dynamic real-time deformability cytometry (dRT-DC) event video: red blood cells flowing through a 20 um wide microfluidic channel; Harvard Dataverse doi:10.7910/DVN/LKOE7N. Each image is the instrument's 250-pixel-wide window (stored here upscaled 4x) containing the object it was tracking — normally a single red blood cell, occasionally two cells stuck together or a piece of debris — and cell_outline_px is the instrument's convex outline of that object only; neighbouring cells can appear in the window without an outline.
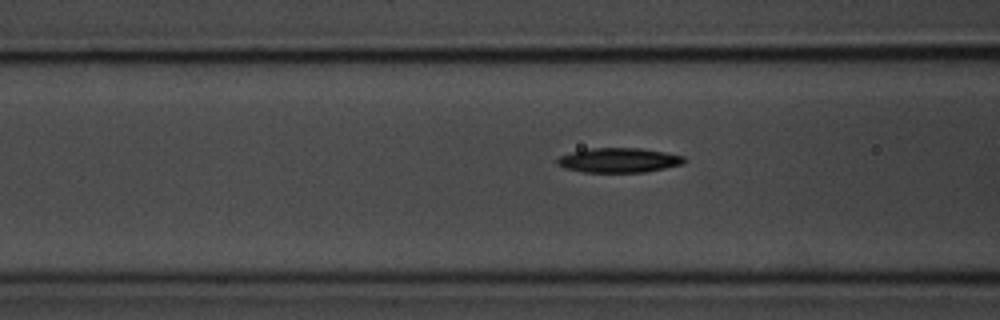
{"species": "common noctule bat (a hibernating species)", "species_latin": "Nyctalus noctula", "temperature_condition": "room temperature", "stored_images_in_passage": 53, "segment_of_instrument_passage": [1, 2], "camera_frame_rate_fps": 3000, "um_per_image_px": 0.085, "animal": {"sex": "male", "body_mass_g": 20.1, "forearm_length_mm": 53.5}, "frame": {"image": 1, "passage_image": 17, "time_ms": 5.333, "image_size_px": [1000, 320], "cell_outline_px": [[688, 160], [680, 164], [664, 168], [644, 172], [584, 172], [564, 168], [556, 164], [556, 160], [560, 156], [572, 152], [592, 148], [640, 148], [664, 152], [684, 156]], "centroid_in_image_um": [52.58, 13.62], "position_along_channel_um": 114.0, "area_um2": 18.09}}
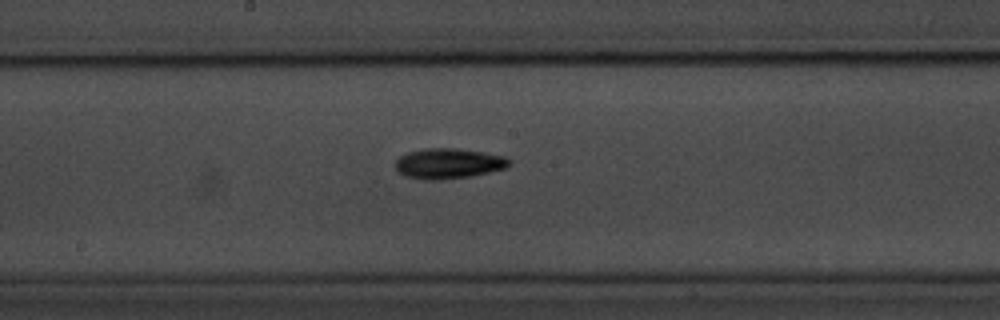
{"frame": {"image": 2, "passage_image": 25, "time_ms": 8.0, "image_size_px": [1000, 320], "cell_outline_px": [[512, 164], [508, 168], [472, 176], [440, 180], [420, 180], [404, 176], [396, 172], [396, 160], [400, 156], [408, 152], [424, 148], [456, 148], [484, 152], [504, 156], [512, 160]], "centroid_in_image_um": [38.13, 13.91], "position_along_channel_um": 210.1, "area_um2": 20.58}}
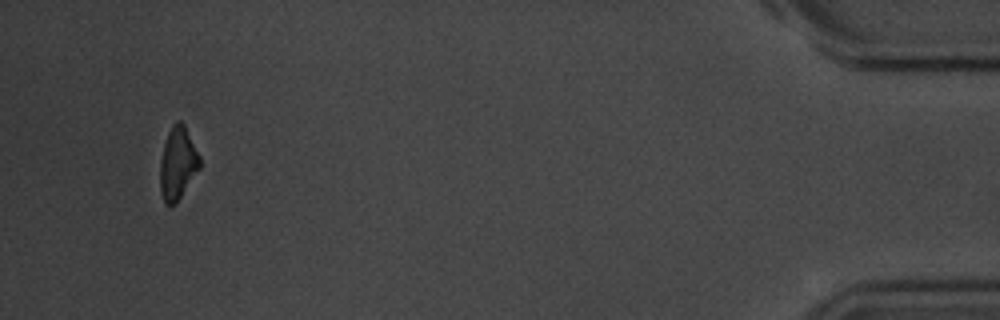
{"frame": {"image": 3, "passage_image": 49, "time_ms": 16.0, "image_size_px": [1000, 320], "cell_outline_px": [[200, 168], [176, 204], [164, 204], [160, 192], [160, 160], [164, 144], [168, 132], [172, 124], [176, 120], [180, 120], [184, 124], [200, 156]], "centroid_in_image_um": [15.1, 13.89], "position_along_channel_um": 420.1, "area_um2": 16.88}}